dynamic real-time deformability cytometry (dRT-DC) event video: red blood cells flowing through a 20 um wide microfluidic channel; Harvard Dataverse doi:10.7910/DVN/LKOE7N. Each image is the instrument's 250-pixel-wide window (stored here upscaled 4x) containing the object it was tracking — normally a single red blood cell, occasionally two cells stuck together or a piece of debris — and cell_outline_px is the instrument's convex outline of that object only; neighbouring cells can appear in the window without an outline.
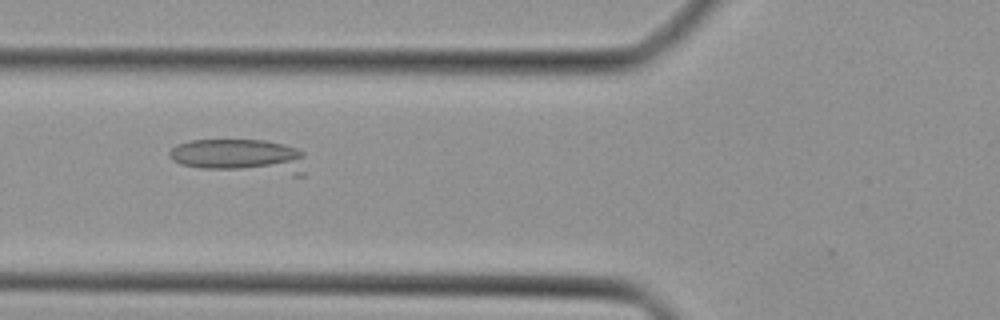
{"species": "Egyptian fruit bat (a non-hibernating species)", "species_latin": "Rousettus aegyptiacus", "temperature_condition": "cold", "stored_images_in_passage": 34, "camera_frame_rate_fps": 3000, "um_per_image_px": 0.085, "animal": {"sex": "female"}, "frame": {"image": 1, "passage_image": 8, "time_ms": 2.333, "image_size_px": [1000, 320], "cell_outline_px": [[304, 176], [292, 176], [200, 168], [180, 164], [172, 160], [168, 156], [168, 152], [176, 144], [192, 140], [264, 140], [284, 144], [296, 148], [304, 152]], "centroid_in_image_um": [20.46, 13.3], "position_along_channel_um": 105.3, "area_um2": 27.86}}
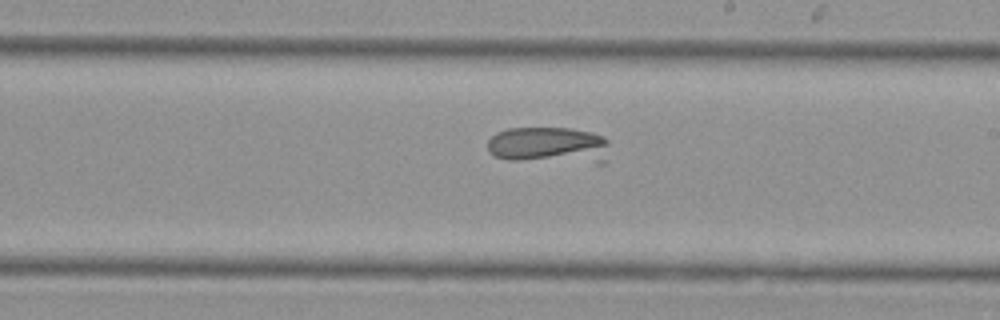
{"frame": {"image": 2, "passage_image": 17, "time_ms": 5.333, "image_size_px": [1000, 320], "cell_outline_px": [[608, 144], [604, 164], [596, 164], [508, 160], [496, 156], [488, 152], [488, 140], [496, 132], [508, 128], [572, 128], [592, 132], [604, 136], [608, 140]], "centroid_in_image_um": [46.69, 12.37], "position_along_channel_um": 242.3, "area_um2": 26.82}}
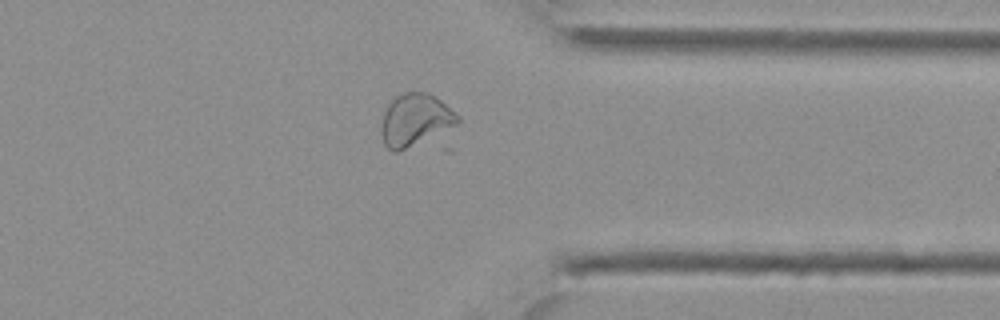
{"frame": {"image": 3, "passage_image": 26, "time_ms": 8.333, "image_size_px": [1000, 320], "cell_outline_px": [[460, 120], [456, 124], [396, 152], [392, 152], [384, 144], [384, 112], [388, 104], [396, 96], [404, 92], [428, 92], [440, 100], [460, 116]], "centroid_in_image_um": [35.3, 10.14], "position_along_channel_um": 376.1, "area_um2": 22.08}}